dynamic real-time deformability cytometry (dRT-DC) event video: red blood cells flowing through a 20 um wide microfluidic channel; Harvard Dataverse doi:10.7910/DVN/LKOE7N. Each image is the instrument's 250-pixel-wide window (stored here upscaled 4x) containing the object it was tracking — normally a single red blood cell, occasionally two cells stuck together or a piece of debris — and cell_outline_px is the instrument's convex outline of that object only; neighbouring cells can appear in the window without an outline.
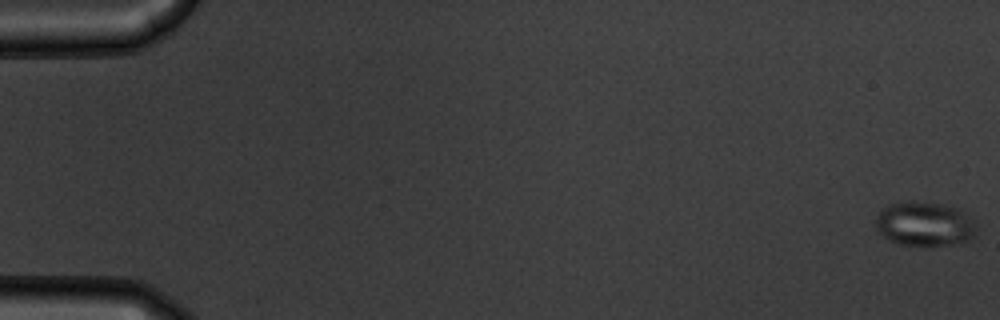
{"species": "common noctule bat (a hibernating species)", "species_latin": "Nyctalus noctula", "temperature_condition": "warm", "stored_images_in_passage": 56, "camera_frame_rate_fps": 3000, "um_per_image_px": 0.085, "animal": {"sex": "male", "body_mass_g": 19.5, "forearm_length_mm": 54.6}, "frame": {"image": 1, "passage_image": 1, "time_ms": 0.0, "image_size_px": [1000, 320], "cell_outline_px": [[976, 236], [968, 240], [948, 244], [900, 244], [888, 240], [880, 236], [876, 232], [876, 216], [880, 208], [892, 204], [912, 200], [916, 200], [944, 204], [956, 208], [972, 220], [976, 224]], "centroid_in_image_um": [78.53, 19.01], "position_along_channel_um": 6.5, "area_um2": 26.01}}
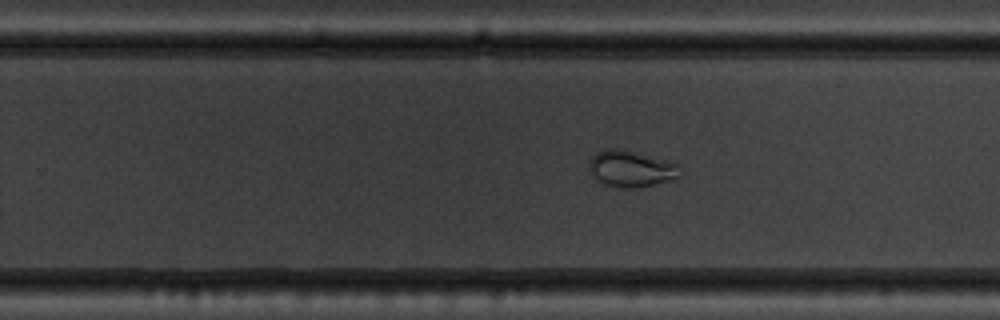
{"frame": {"image": 2, "passage_image": 36, "time_ms": 11.667, "image_size_px": [1000, 320], "cell_outline_px": [[680, 176], [652, 184], [636, 188], [620, 188], [604, 184], [596, 180], [592, 176], [588, 168], [588, 164], [592, 156], [596, 152], [604, 148], [624, 148], [668, 160], [676, 164]], "centroid_in_image_um": [53.55, 14.31], "position_along_channel_um": 276.3, "area_um2": 19.42}}
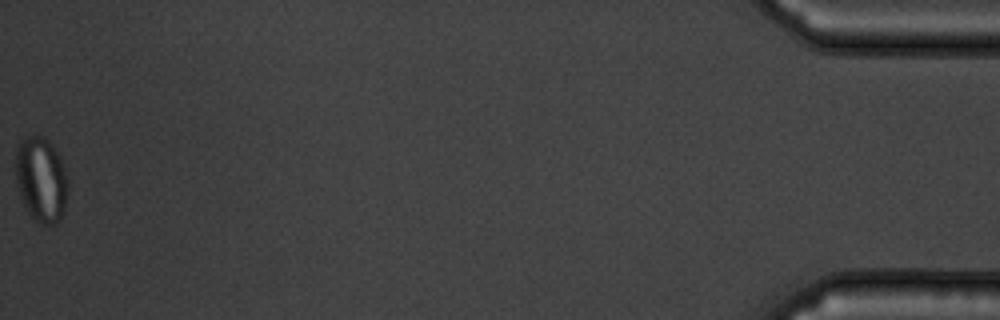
{"frame": {"image": 3, "passage_image": 56, "time_ms": 18.333, "image_size_px": [1000, 320], "cell_outline_px": [[68, 188], [64, 208], [60, 220], [56, 224], [40, 224], [28, 212], [20, 196], [16, 180], [16, 148], [20, 140], [24, 136], [44, 136], [52, 144], [60, 156], [68, 180]], "centroid_in_image_um": [3.5, 15.23], "position_along_channel_um": 431.7, "area_um2": 26.07}, "authors_computed_cell_mechanics": {"area_um2": 24.1604, "velocity_mm_per_s": 3.7499, "shape_relaxation_time_tau1_ms": null, "shape_relaxation_time_tau2_ms": 1.2296, "deformation_change_tau1": null, "deformation_change_tau2": 0.0461}}